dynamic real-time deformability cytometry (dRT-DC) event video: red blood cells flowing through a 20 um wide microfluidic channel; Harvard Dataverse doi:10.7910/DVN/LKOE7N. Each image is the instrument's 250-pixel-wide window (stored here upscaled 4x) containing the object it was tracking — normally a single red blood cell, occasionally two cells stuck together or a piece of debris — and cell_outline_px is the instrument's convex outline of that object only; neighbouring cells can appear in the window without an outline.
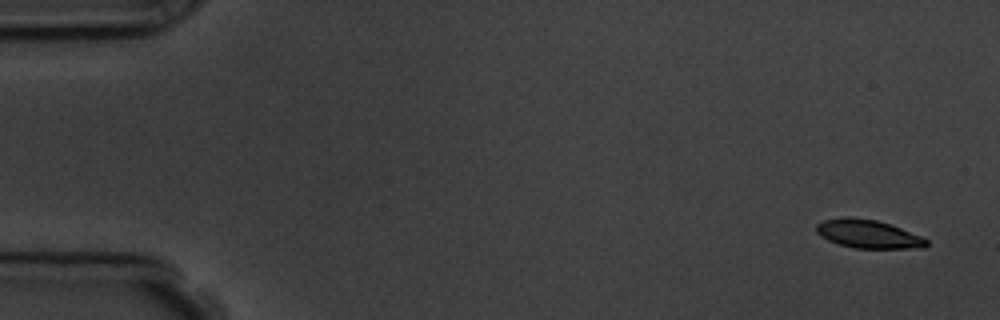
{"species": "common noctule bat (a hibernating species)", "species_latin": "Nyctalus noctula", "temperature_condition": "room temperature", "stored_images_in_passage": 5, "camera_frame_rate_fps": 3000, "um_per_image_px": 0.085, "animal": {"sex": "male", "body_mass_g": 19.5, "forearm_length_mm": 54.6}, "frame": {"image": 1, "passage_image": 1, "time_ms": 0.0, "image_size_px": [1000, 320], "cell_outline_px": [[928, 244], [924, 248], [856, 248], [840, 244], [828, 240], [820, 236], [816, 232], [816, 224], [824, 220], [876, 220], [900, 228], [920, 236], [928, 240]], "centroid_in_image_um": [73.84, 19.94], "position_along_channel_um": 11.2, "area_um2": 17.28}}
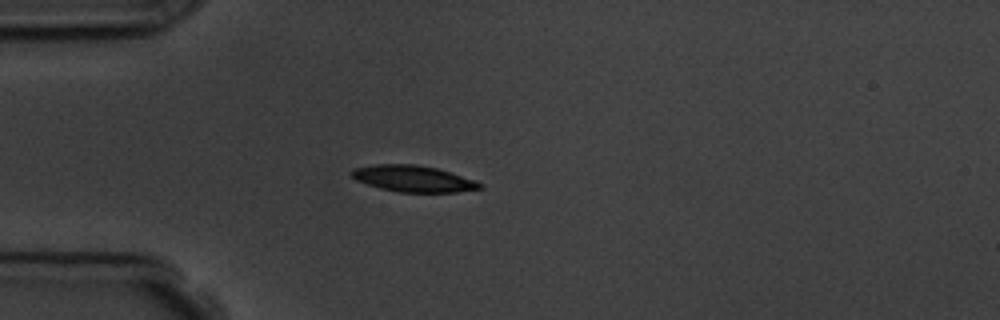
{"frame": {"image": 2, "passage_image": 5, "time_ms": 4.333, "image_size_px": [1000, 320], "cell_outline_px": [[484, 188], [456, 192], [400, 192], [380, 188], [356, 180], [348, 172], [352, 168], [376, 164], [416, 164], [436, 168], [476, 180], [484, 184]], "centroid_in_image_um": [35.13, 15.18], "position_along_channel_um": 49.9, "area_um2": 19.77}}